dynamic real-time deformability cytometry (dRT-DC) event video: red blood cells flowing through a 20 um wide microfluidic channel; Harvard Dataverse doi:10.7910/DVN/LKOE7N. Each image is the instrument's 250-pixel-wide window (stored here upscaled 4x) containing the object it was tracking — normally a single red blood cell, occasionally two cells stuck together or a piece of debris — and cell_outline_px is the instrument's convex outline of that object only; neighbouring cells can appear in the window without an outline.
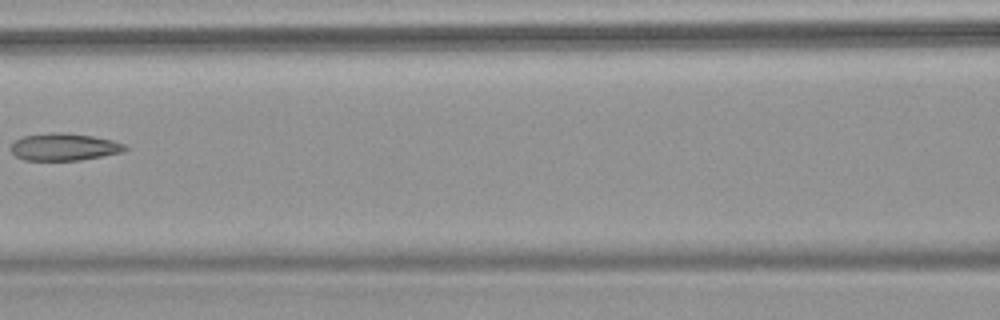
{"species": "common noctule bat (a hibernating species)", "species_latin": "Nyctalus noctula", "temperature_condition": "warm", "stored_images_in_passage": 8, "camera_frame_rate_fps": 3000, "um_per_image_px": 0.085, "animal": {"sex": "female", "body_mass_g": 18.4}, "frame": {"image": 1, "passage_image": 7, "time_ms": 8.0, "image_size_px": [1000, 320], "cell_outline_px": [[128, 148], [124, 152], [80, 160], [24, 160], [16, 156], [12, 152], [12, 144], [16, 140], [24, 136], [52, 132], [64, 132], [92, 136], [112, 140], [124, 144]], "centroid_in_image_um": [5.48, 12.49], "position_along_channel_um": 161.1, "area_um2": 18.03}}
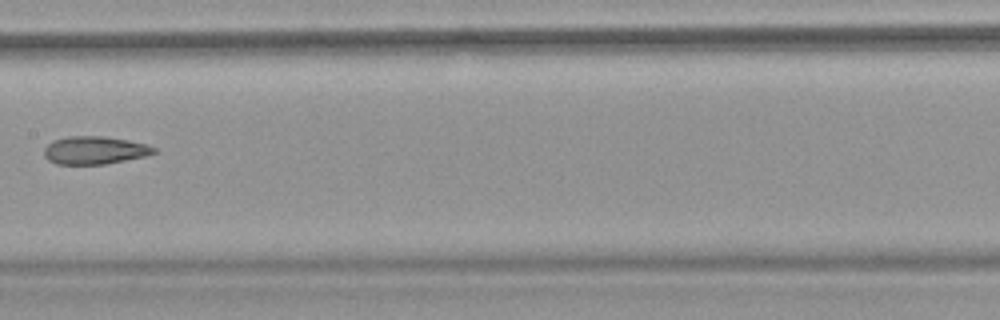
{"frame": {"image": 2, "passage_image": 8, "time_ms": 9.0, "image_size_px": [1000, 320], "cell_outline_px": [[156, 152], [144, 156], [104, 164], [56, 164], [48, 160], [44, 156], [44, 148], [52, 140], [68, 136], [104, 136], [128, 140], [144, 144], [156, 148]], "centroid_in_image_um": [7.99, 12.76], "position_along_channel_um": 199.4, "area_um2": 17.74}}